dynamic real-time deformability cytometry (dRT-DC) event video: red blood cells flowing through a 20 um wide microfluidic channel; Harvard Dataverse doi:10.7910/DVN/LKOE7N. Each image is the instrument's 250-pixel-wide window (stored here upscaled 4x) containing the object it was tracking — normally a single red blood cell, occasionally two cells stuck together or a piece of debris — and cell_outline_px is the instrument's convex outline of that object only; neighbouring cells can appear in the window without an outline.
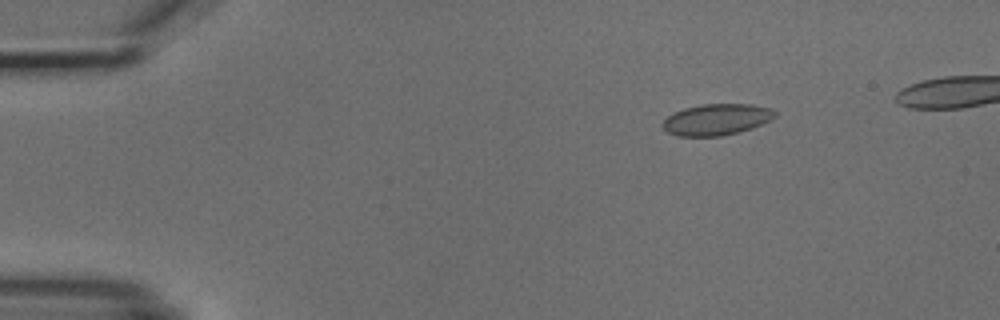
{"species": "common noctule bat (a hibernating species)", "species_latin": "Nyctalus noctula", "temperature_condition": "cold", "stored_images_in_passage": 5, "camera_frame_rate_fps": 3000, "um_per_image_px": 0.085, "animal": {"sex": "male", "body_mass_g": 18.8}, "frame": {"image": 1, "passage_image": 2, "time_ms": 2.0, "image_size_px": [1000, 320], "cell_outline_px": [[776, 116], [752, 128], [740, 132], [720, 136], [676, 136], [668, 132], [660, 124], [672, 112], [684, 108], [704, 104], [752, 104], [768, 108], [776, 112]], "centroid_in_image_um": [60.86, 10.16], "position_along_channel_um": 24.1, "area_um2": 20.4}}